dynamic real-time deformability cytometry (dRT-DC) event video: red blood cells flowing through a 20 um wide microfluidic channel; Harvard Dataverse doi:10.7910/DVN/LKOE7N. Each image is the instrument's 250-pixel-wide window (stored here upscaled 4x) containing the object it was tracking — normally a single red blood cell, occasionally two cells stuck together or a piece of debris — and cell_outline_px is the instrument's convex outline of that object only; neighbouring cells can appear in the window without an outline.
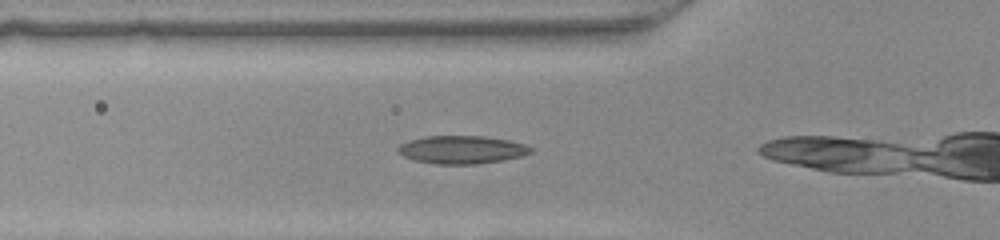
{"species": "common noctule bat (a hibernating species)", "species_latin": "Nyctalus noctula", "temperature_condition": "warm", "stored_images_in_passage": 6, "camera_frame_rate_fps": 3000, "um_per_image_px": 0.085, "animal": {"sex": "female", "body_mass_g": 22.0, "forearm_length_mm": 56.7}, "frame": {"image": 1, "passage_image": 2, "time_ms": 0.333, "image_size_px": [1000, 240], "cell_outline_px": [[532, 152], [520, 156], [500, 160], [476, 164], [436, 164], [416, 160], [404, 156], [396, 152], [396, 148], [400, 144], [408, 140], [424, 136], [484, 136], [508, 140], [524, 144], [532, 148]], "centroid_in_image_um": [39.2, 12.71], "position_along_channel_um": 86.6, "area_um2": 21.56}}
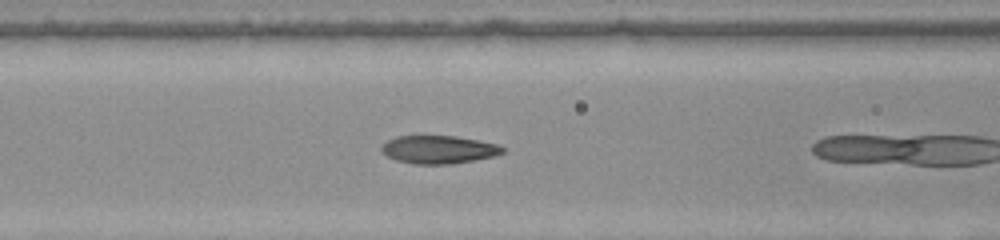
{"frame": {"image": 2, "passage_image": 5, "time_ms": 1.333, "image_size_px": [1000, 240], "cell_outline_px": [[508, 148], [504, 152], [496, 156], [452, 164], [412, 164], [396, 160], [380, 152], [380, 148], [388, 140], [396, 136], [456, 136], [496, 144]], "centroid_in_image_um": [37.3, 12.72], "position_along_channel_um": 129.3, "area_um2": 19.88}}